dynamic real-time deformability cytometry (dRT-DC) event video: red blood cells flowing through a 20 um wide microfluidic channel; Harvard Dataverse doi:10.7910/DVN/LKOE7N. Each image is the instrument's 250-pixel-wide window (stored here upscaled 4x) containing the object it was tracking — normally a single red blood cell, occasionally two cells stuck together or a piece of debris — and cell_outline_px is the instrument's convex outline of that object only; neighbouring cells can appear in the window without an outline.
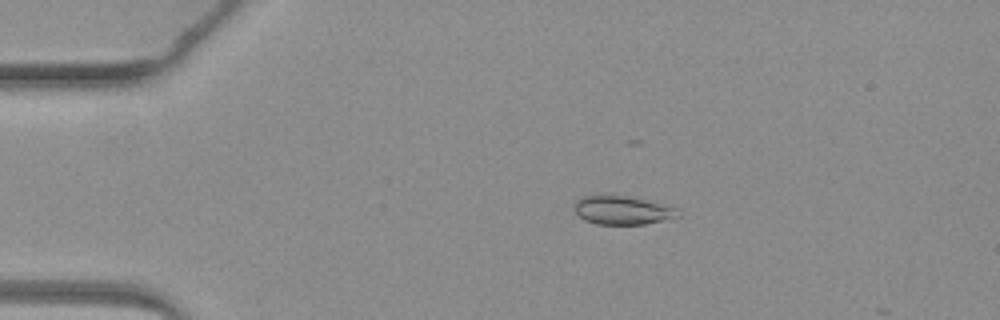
{"species": "common noctule bat (a hibernating species)", "species_latin": "Nyctalus noctula", "temperature_condition": "warm", "stored_images_in_passage": 3, "camera_frame_rate_fps": 3000, "um_per_image_px": 0.085, "animal": {"sex": "female", "body_mass_g": 19.3, "forearm_length_mm": 54.1}, "frame": {"image": 1, "passage_image": 2, "time_ms": 1.0, "image_size_px": [1000, 320], "cell_outline_px": [[680, 216], [644, 224], [596, 224], [584, 220], [576, 212], [572, 204], [580, 196], [596, 192], [624, 196], [644, 200], [676, 208]], "centroid_in_image_um": [52.77, 17.83], "position_along_channel_um": 32.2, "area_um2": 17.51}}